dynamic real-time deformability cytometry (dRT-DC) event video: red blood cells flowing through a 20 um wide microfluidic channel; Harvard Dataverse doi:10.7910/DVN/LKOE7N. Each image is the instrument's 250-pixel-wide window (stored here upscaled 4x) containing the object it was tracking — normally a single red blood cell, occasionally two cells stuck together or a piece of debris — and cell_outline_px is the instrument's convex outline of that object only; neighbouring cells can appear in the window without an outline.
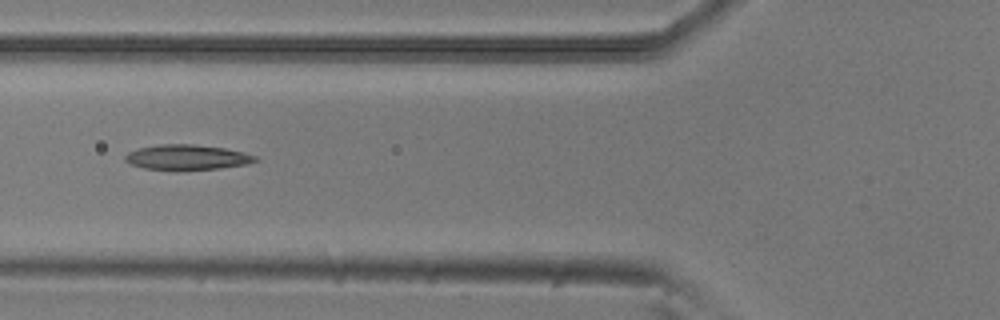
{"species": "common noctule bat (a hibernating species)", "species_latin": "Nyctalus noctula", "temperature_condition": "room temperature", "stored_images_in_passage": 6, "camera_frame_rate_fps": 3000, "um_per_image_px": 0.085, "animal": {"sex": "male", "body_mass_g": 20.5, "forearm_length_mm": 52.5}, "frame": {"image": 1, "passage_image": 6, "time_ms": 1.667, "image_size_px": [1000, 320], "cell_outline_px": [[260, 160], [244, 164], [220, 168], [176, 172], [144, 168], [128, 164], [124, 160], [124, 156], [128, 152], [136, 148], [160, 144], [192, 144], [224, 148], [244, 152], [256, 156]], "centroid_in_image_um": [15.83, 13.39], "position_along_channel_um": 110.0, "area_um2": 19.65}}